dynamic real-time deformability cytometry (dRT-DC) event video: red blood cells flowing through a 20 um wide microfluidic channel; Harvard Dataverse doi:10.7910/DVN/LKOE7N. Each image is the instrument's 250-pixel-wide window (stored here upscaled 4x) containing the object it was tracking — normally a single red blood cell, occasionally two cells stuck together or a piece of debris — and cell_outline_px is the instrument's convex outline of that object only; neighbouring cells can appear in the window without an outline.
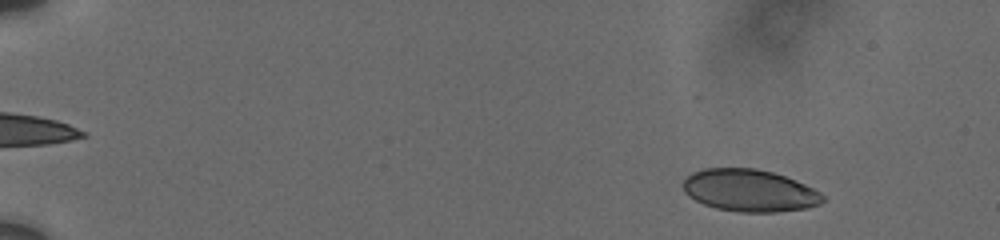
{"species": "human", "species_latin": "Homo sapiens", "temperature_condition": "cold", "stored_images_in_passage": 77, "camera_frame_rate_fps": 3000, "um_per_image_px": 0.085, "donor": {"sex": "male"}, "frame": {"image": 1, "passage_image": 2, "time_ms": 0.333, "image_size_px": [1000, 240], "cell_outline_px": [[824, 200], [820, 204], [808, 208], [776, 212], [740, 212], [716, 208], [704, 204], [688, 196], [684, 192], [684, 180], [692, 172], [704, 168], [756, 168], [772, 172], [796, 180], [820, 192], [824, 196]], "centroid_in_image_um": [63.72, 16.19], "position_along_channel_um": 21.3, "area_um2": 34.33}}
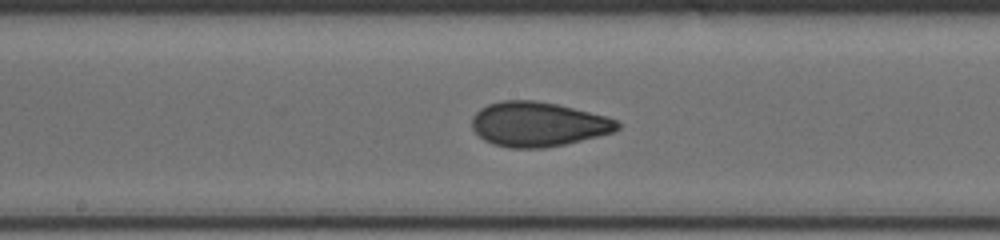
{"frame": {"image": 2, "passage_image": 47, "time_ms": 9.0, "image_size_px": [1000, 240], "cell_outline_px": [[620, 128], [612, 132], [564, 144], [544, 148], [508, 148], [492, 144], [484, 140], [472, 128], [472, 116], [480, 108], [488, 104], [504, 100], [536, 100], [556, 104], [604, 116], [616, 120], [620, 124]], "centroid_in_image_um": [45.68, 10.56], "position_along_channel_um": 202.5, "area_um2": 37.51}}
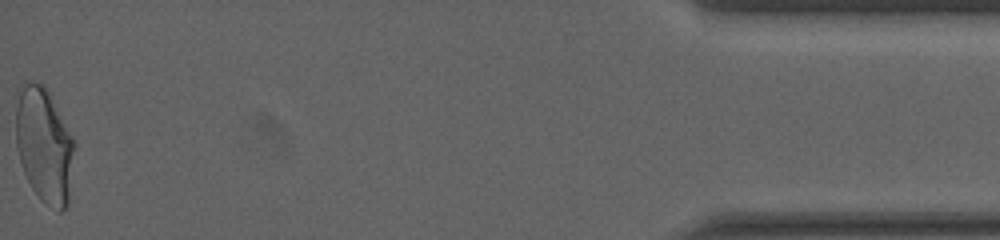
{"frame": {"image": 3, "passage_image": 76, "time_ms": 17.333, "image_size_px": [1000, 240], "cell_outline_px": [[76, 148], [68, 204], [60, 212], [44, 204], [40, 200], [32, 188], [24, 172], [16, 148], [16, 88], [24, 80], [44, 84], [72, 136], [76, 144]], "centroid_in_image_um": [3.75, 12.32], "position_along_channel_um": 431.4, "area_um2": 39.94}, "authors_computed_cell_mechanics": {"area_um2": 37.1654, "velocity_mm_per_s": 3.7136, "shape_relaxation_time_tau1_ms": 7.8751, "shape_relaxation_time_tau2_ms": 0.9655, "deformation_change_tau1": 0.1964, "deformation_change_tau2": 0.0511}}